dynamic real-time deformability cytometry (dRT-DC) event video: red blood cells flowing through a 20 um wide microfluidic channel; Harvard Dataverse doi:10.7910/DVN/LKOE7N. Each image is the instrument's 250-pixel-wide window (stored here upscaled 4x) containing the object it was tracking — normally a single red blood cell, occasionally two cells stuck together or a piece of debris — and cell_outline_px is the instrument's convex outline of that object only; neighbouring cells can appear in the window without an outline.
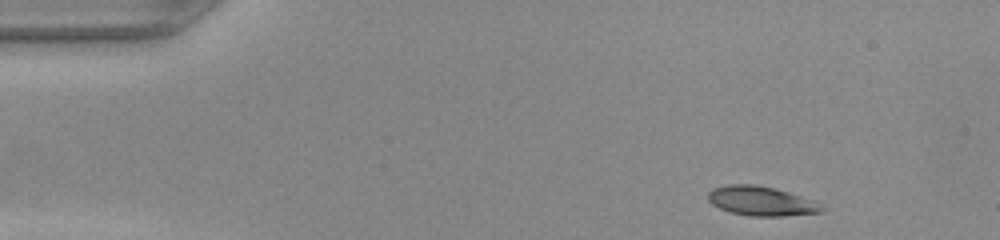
{"species": "common noctule bat (a hibernating species)", "species_latin": "Nyctalus noctula", "temperature_condition": "warm", "stored_images_in_passage": 44, "camera_frame_rate_fps": 3000, "um_per_image_px": 0.085, "animal": {"sex": "female", "body_mass_g": 22.0, "forearm_length_mm": 56.7}, "frame": {"image": 1, "passage_image": 1, "time_ms": 0.0, "image_size_px": [1000, 240], "cell_outline_px": [[820, 212], [784, 216], [748, 216], [728, 212], [712, 204], [708, 200], [708, 192], [712, 188], [728, 184], [756, 184], [788, 192], [812, 200], [820, 208]], "centroid_in_image_um": [64.58, 17.08], "position_along_channel_um": 20.4, "area_um2": 19.19}}
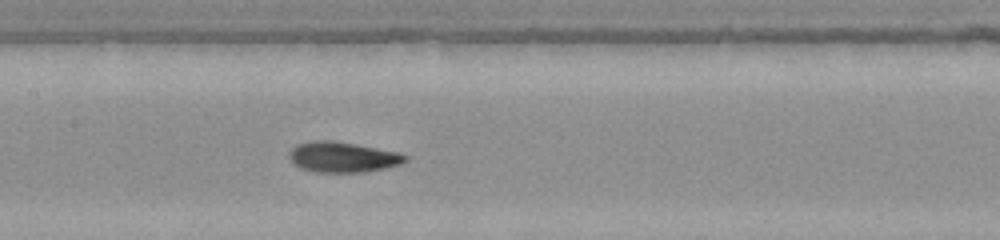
{"frame": {"image": 2, "passage_image": 19, "time_ms": 6.0, "image_size_px": [1000, 240], "cell_outline_px": [[408, 160], [400, 164], [384, 168], [364, 172], [316, 172], [300, 168], [292, 164], [288, 156], [292, 148], [296, 144], [312, 140], [332, 140], [400, 152], [408, 156]], "centroid_in_image_um": [29.11, 13.35], "position_along_channel_um": 178.3, "area_um2": 20.75}}
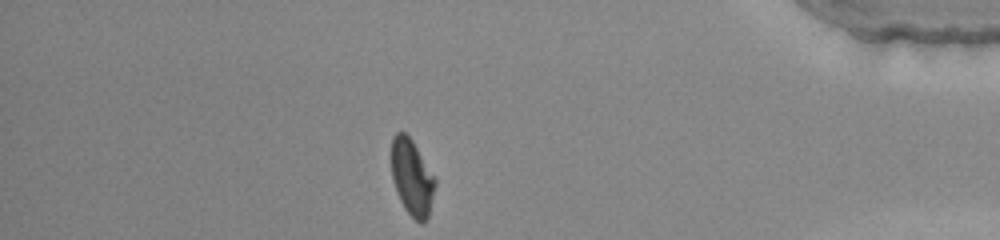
{"frame": {"image": 3, "passage_image": 38, "time_ms": 12.333, "image_size_px": [1000, 240], "cell_outline_px": [[436, 184], [428, 216], [420, 224], [404, 208], [400, 200], [392, 176], [392, 136], [396, 132], [404, 132], [412, 140], [436, 180]], "centroid_in_image_um": [35.01, 15.07], "position_along_channel_um": 400.2, "area_um2": 18.9}}